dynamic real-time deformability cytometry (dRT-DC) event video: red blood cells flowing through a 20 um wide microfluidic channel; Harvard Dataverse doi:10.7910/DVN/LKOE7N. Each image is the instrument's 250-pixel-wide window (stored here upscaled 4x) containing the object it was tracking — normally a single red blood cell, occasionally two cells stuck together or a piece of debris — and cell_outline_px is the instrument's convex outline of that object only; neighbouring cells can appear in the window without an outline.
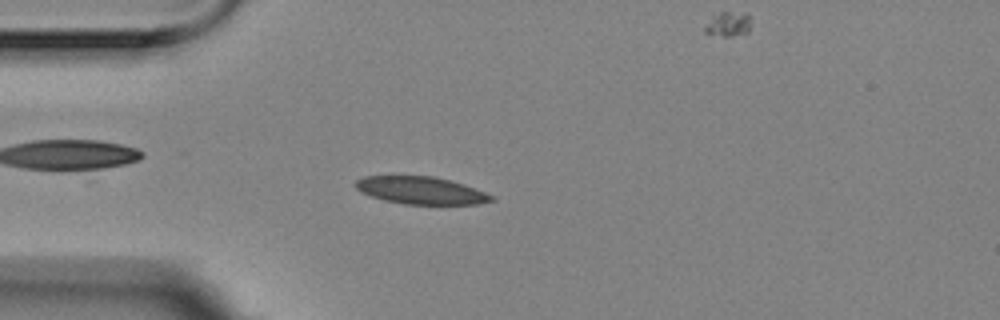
{"species": "Egyptian fruit bat (a non-hibernating species)", "species_latin": "Rousettus aegyptiacus", "temperature_condition": "room temperature", "stored_images_in_passage": 2, "camera_frame_rate_fps": 3000, "um_per_image_px": 0.085, "animal": {"sex": "female"}, "frame": {"image": 1, "passage_image": 1, "time_ms": 0.0, "image_size_px": [1000, 320], "cell_outline_px": [[496, 200], [476, 204], [404, 204], [384, 200], [360, 192], [356, 188], [356, 180], [364, 176], [432, 176], [464, 184], [496, 196]], "centroid_in_image_um": [35.81, 16.19], "position_along_channel_um": 49.2, "area_um2": 21.68}}